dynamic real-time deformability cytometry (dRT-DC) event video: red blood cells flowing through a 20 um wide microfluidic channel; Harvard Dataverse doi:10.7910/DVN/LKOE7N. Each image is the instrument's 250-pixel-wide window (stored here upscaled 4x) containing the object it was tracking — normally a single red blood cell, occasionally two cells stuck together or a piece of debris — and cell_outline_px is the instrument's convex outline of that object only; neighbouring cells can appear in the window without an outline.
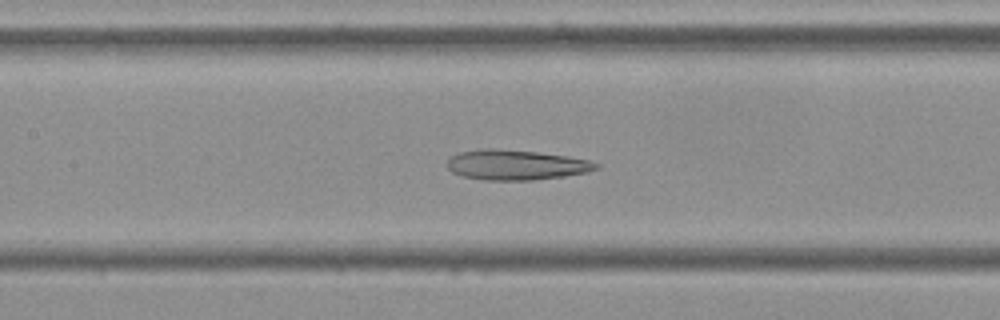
{"species": "Egyptian fruit bat (a non-hibernating species)", "species_latin": "Rousettus aegyptiacus", "temperature_condition": "cold", "stored_images_in_passage": 44, "camera_frame_rate_fps": 3000, "um_per_image_px": 0.085, "frame": {"image": 1, "passage_image": 14, "time_ms": 4.333, "image_size_px": [1000, 320], "cell_outline_px": [[600, 168], [588, 172], [564, 176], [532, 180], [484, 180], [464, 176], [452, 172], [448, 168], [448, 160], [452, 156], [460, 152], [484, 148], [492, 148], [536, 152], [568, 156], [588, 160], [600, 164]], "centroid_in_image_um": [43.89, 14.01], "position_along_channel_um": 163.5, "area_um2": 26.01}}
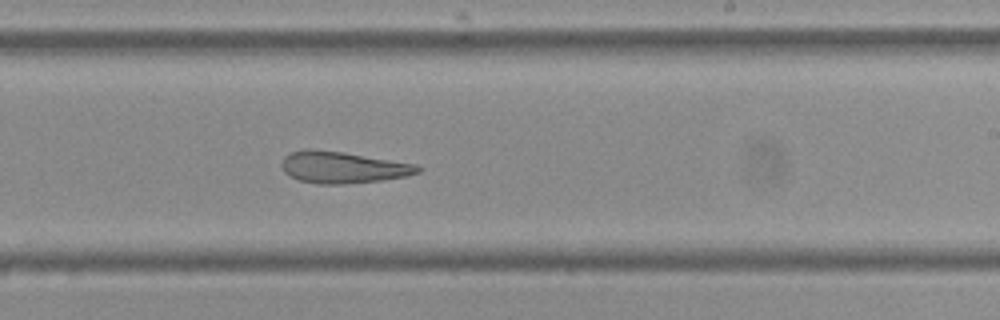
{"frame": {"image": 2, "passage_image": 22, "time_ms": 7.0, "image_size_px": [1000, 320], "cell_outline_px": [[424, 168], [420, 172], [408, 176], [380, 180], [344, 184], [316, 184], [300, 180], [288, 176], [284, 172], [280, 164], [284, 156], [292, 152], [308, 148], [340, 152], [416, 164]], "centroid_in_image_um": [29.12, 14.23], "position_along_channel_um": 259.9, "area_um2": 25.03}}
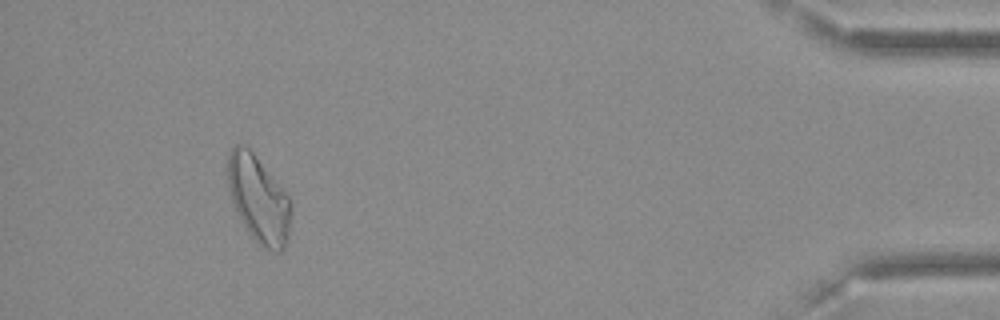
{"frame": {"image": 3, "passage_image": 40, "time_ms": 13.0, "image_size_px": [1000, 320], "cell_outline_px": [[292, 208], [288, 236], [284, 248], [280, 252], [276, 252], [256, 244], [248, 232], [232, 200], [228, 184], [228, 152], [232, 144], [244, 144], [252, 152], [288, 196]], "centroid_in_image_um": [21.98, 16.94], "position_along_channel_um": 413.2, "area_um2": 31.62}, "authors_computed_cell_mechanics": {"area_um2": 27.8018, "velocity_mm_per_s": 3.6259, "shape_relaxation_time_tau1_ms": null, "shape_relaxation_time_tau2_ms": 5.5203, "deformation_change_tau1": null, "deformation_change_tau2": 0.1635}}